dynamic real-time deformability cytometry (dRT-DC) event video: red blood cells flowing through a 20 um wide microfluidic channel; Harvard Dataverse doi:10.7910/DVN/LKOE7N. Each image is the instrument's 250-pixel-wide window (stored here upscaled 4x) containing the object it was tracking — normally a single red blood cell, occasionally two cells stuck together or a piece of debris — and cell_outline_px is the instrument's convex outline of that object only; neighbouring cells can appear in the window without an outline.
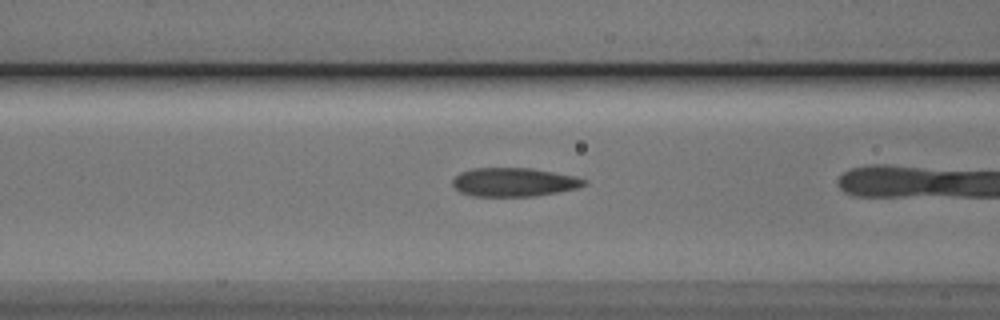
{"species": "Egyptian fruit bat (a non-hibernating species)", "species_latin": "Rousettus aegyptiacus", "temperature_condition": "cold", "stored_images_in_passage": 30, "camera_frame_rate_fps": 3000, "um_per_image_px": 0.085, "animal": {"sex": "male"}, "frame": {"image": 1, "passage_image": 10, "time_ms": 3.0, "image_size_px": [1000, 320], "cell_outline_px": [[588, 184], [576, 188], [560, 192], [532, 196], [472, 196], [460, 192], [452, 184], [452, 180], [460, 172], [472, 168], [532, 168], [576, 176], [588, 180]], "centroid_in_image_um": [43.71, 15.48], "position_along_channel_um": 122.9, "area_um2": 22.14}}
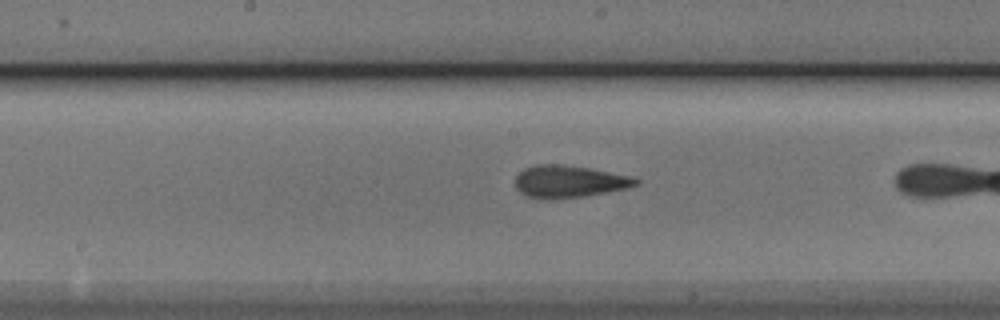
{"frame": {"image": 2, "passage_image": 16, "time_ms": 5.0, "image_size_px": [1000, 320], "cell_outline_px": [[640, 184], [628, 188], [608, 192], [584, 196], [552, 200], [528, 196], [520, 192], [516, 188], [516, 176], [524, 168], [536, 164], [564, 164], [636, 176], [640, 180]], "centroid_in_image_um": [48.43, 15.42], "position_along_channel_um": 199.8, "area_um2": 22.95}}
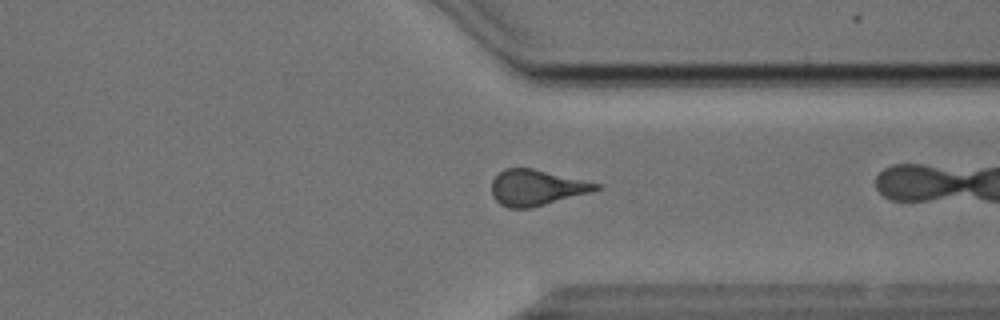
{"frame": {"image": 3, "passage_image": 29, "time_ms": 9.333, "image_size_px": [1000, 320], "cell_outline_px": [[604, 184], [600, 188], [588, 192], [532, 208], [508, 208], [500, 204], [492, 196], [492, 180], [504, 168], [532, 168]], "centroid_in_image_um": [45.59, 15.94], "position_along_channel_um": 365.8, "area_um2": 21.68}}